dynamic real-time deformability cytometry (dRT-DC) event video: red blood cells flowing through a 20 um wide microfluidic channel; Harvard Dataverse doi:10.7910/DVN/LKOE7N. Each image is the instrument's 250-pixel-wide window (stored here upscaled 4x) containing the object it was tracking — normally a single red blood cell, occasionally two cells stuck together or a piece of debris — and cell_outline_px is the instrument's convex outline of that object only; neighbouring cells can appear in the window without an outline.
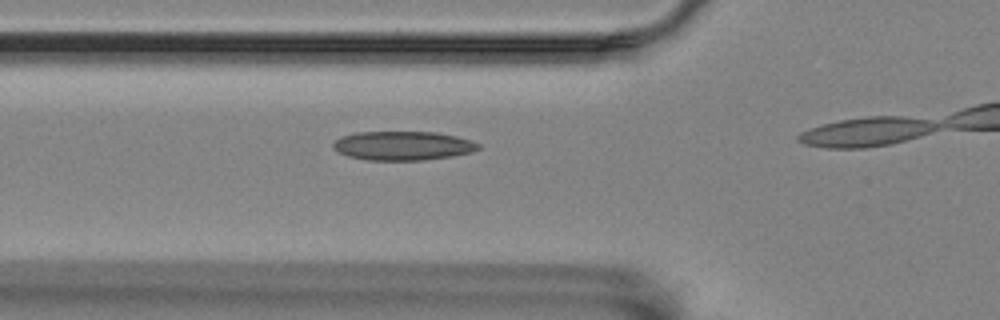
{"species": "Egyptian fruit bat (a non-hibernating species)", "species_latin": "Rousettus aegyptiacus", "temperature_condition": "room temperature", "stored_images_in_passage": 15, "camera_frame_rate_fps": 3000, "um_per_image_px": 0.085, "animal": {"sex": "female"}, "frame": {"image": 1, "passage_image": 11, "time_ms": 3.333, "image_size_px": [1000, 320], "cell_outline_px": [[480, 148], [472, 152], [452, 156], [424, 160], [368, 160], [348, 156], [332, 148], [332, 144], [340, 136], [356, 132], [436, 132], [456, 136], [472, 140], [480, 144]], "centroid_in_image_um": [34.25, 12.38], "position_along_channel_um": 91.5, "area_um2": 24.62}}